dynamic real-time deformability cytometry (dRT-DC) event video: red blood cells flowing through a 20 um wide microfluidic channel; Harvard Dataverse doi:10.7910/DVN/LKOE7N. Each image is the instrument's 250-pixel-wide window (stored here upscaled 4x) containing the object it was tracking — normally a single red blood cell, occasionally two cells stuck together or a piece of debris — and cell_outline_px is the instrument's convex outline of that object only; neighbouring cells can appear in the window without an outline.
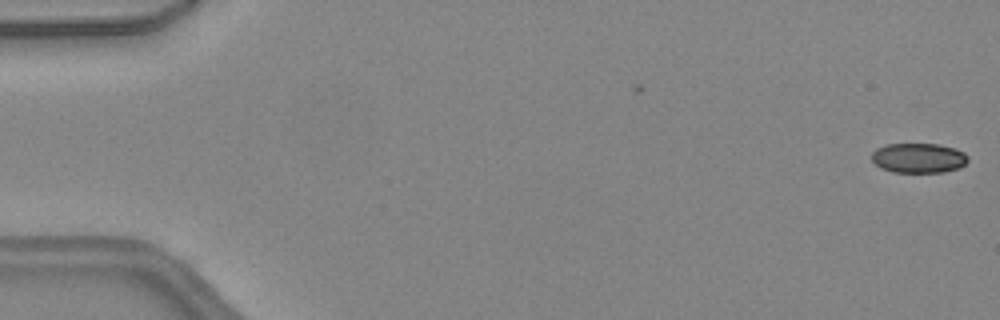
{"species": "common noctule bat (a hibernating species)", "species_latin": "Nyctalus noctula", "temperature_condition": "warm", "stored_images_in_passage": 4, "camera_frame_rate_fps": 3000, "um_per_image_px": 0.085, "animal": {"sex": "female", "body_mass_g": 24.6, "forearm_length_mm": 56.2}, "frame": {"image": 1, "passage_image": 4, "time_ms": 1.0, "image_size_px": [1000, 320], "cell_outline_px": [[968, 160], [960, 168], [944, 172], [892, 172], [880, 168], [872, 160], [872, 152], [876, 148], [884, 144], [940, 144], [956, 148], [964, 152], [968, 156]], "centroid_in_image_um": [78.08, 13.42], "position_along_channel_um": 6.9, "area_um2": 16.94}}